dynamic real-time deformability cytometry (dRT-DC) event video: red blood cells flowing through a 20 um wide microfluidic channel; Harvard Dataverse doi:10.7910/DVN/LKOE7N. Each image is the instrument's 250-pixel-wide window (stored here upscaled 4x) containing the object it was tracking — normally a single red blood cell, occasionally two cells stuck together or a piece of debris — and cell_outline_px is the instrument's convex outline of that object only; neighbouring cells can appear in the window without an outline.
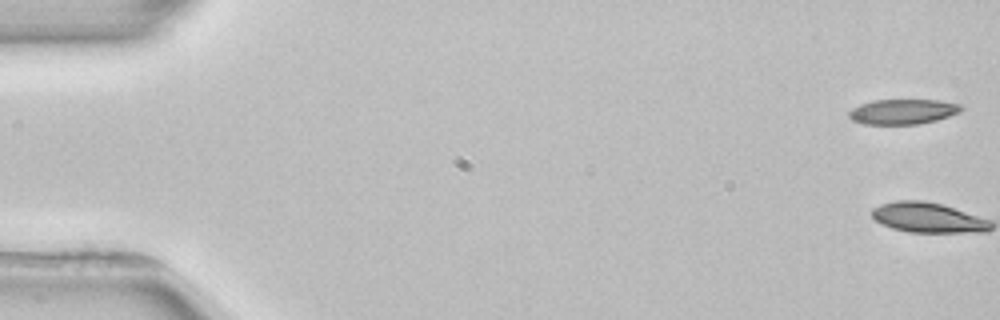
{"species": "common noctule bat (a hibernating species)", "species_latin": "Nyctalus noctula", "temperature_condition": "room temperature", "stored_images_in_passage": 4, "camera_frame_rate_fps": 3000, "um_per_image_px": 0.085, "animal": {"sex": "female", "body_mass_g": 22.7, "forearm_length_mm": 54.2}, "frame": {"image": 1, "passage_image": 1, "time_ms": 0.0, "image_size_px": [1000, 320], "cell_outline_px": [[964, 108], [960, 112], [936, 120], [916, 124], [864, 124], [852, 120], [848, 116], [848, 112], [852, 108], [860, 104], [872, 100], [940, 100], [960, 104]], "centroid_in_image_um": [76.73, 9.48], "position_along_channel_um": 8.3, "area_um2": 16.42}}